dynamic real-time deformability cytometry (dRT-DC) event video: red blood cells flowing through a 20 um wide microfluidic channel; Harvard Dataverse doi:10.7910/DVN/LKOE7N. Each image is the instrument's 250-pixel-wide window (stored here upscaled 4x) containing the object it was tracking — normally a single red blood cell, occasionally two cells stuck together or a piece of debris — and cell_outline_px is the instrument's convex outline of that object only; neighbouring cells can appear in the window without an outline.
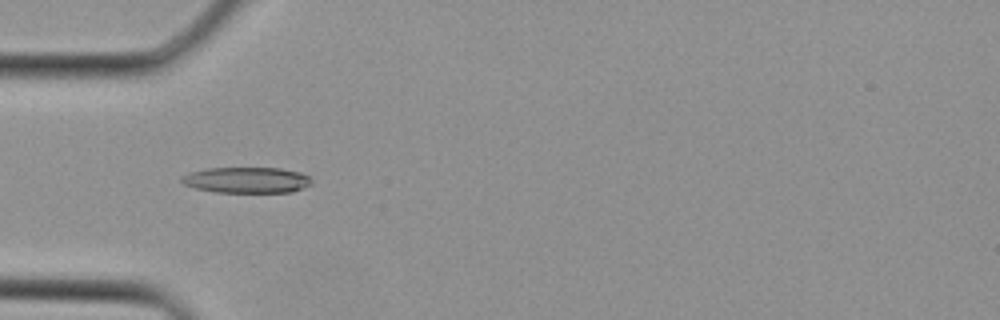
{"species": "Egyptian fruit bat (a non-hibernating species)", "species_latin": "Rousettus aegyptiacus", "temperature_condition": "cold", "stored_images_in_passage": 3, "camera_frame_rate_fps": 3000, "um_per_image_px": 0.085, "animal": {"sex": "female"}, "frame": {"image": 1, "passage_image": 3, "time_ms": 0.667, "image_size_px": [1000, 320], "cell_outline_px": [[312, 184], [292, 192], [216, 192], [196, 188], [184, 184], [180, 180], [180, 176], [188, 172], [208, 168], [280, 168], [300, 172], [308, 176], [312, 180]], "centroid_in_image_um": [20.95, 15.3], "position_along_channel_um": 64.0, "area_um2": 19.65}}